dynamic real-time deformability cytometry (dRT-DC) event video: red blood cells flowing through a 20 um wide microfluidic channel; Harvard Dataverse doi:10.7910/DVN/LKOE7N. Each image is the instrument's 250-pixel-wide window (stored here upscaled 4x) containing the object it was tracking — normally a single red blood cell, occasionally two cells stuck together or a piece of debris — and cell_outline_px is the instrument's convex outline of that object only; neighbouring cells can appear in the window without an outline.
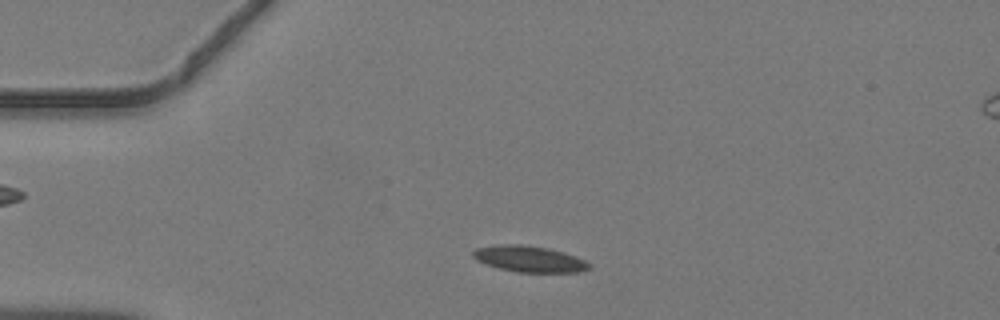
{"species": "common noctule bat (a hibernating species)", "species_latin": "Nyctalus noctula", "temperature_condition": "warm", "stored_images_in_passage": 41, "camera_frame_rate_fps": 3000, "um_per_image_px": 0.085, "animal": {"sex": "male", "body_mass_g": 19.2, "forearm_length_mm": 51.8}, "frame": {"image": 1, "passage_image": 6, "time_ms": 1.667, "image_size_px": [1000, 320], "cell_outline_px": [[592, 264], [588, 268], [580, 272], [516, 272], [500, 268], [476, 260], [472, 256], [472, 252], [476, 248], [500, 244], [520, 244], [548, 248], [584, 260]], "centroid_in_image_um": [44.95, 22.01], "position_along_channel_um": 40.0, "area_um2": 17.4}}
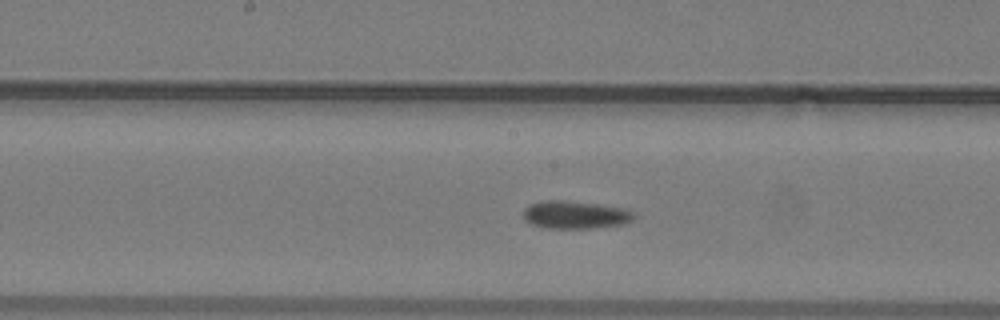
{"frame": {"image": 2, "passage_image": 19, "time_ms": 6.0, "image_size_px": [1000, 320], "cell_outline_px": [[636, 216], [632, 220], [620, 224], [596, 228], [544, 228], [532, 224], [524, 220], [524, 208], [528, 204], [540, 200], [564, 200], [596, 204], [624, 208], [632, 212]], "centroid_in_image_um": [48.84, 18.25], "position_along_channel_um": 199.4, "area_um2": 17.98}}
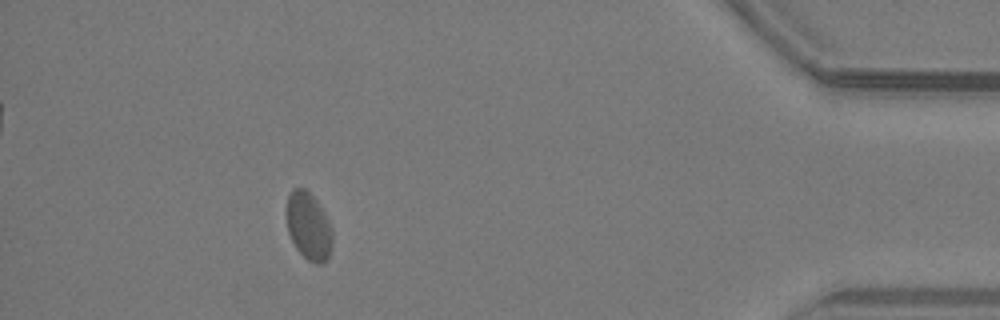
{"frame": {"image": 3, "passage_image": 37, "time_ms": 12.0, "image_size_px": [1000, 320], "cell_outline_px": [[332, 244], [328, 260], [320, 264], [316, 264], [308, 260], [296, 248], [288, 232], [288, 196], [292, 188], [304, 188], [316, 200], [324, 212], [332, 228]], "centroid_in_image_um": [26.26, 19.25], "position_along_channel_um": 408.9, "area_um2": 17.8}}